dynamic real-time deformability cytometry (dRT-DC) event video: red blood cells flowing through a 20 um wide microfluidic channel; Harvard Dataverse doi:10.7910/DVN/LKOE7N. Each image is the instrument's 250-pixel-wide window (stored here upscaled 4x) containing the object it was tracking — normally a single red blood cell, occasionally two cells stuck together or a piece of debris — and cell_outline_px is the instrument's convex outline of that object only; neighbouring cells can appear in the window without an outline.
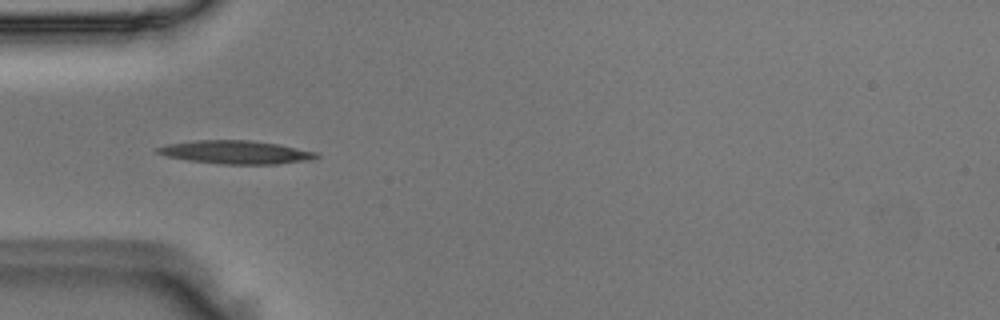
{"species": "Egyptian fruit bat (a non-hibernating species)", "species_latin": "Rousettus aegyptiacus", "temperature_condition": "room temperature", "stored_images_in_passage": 36, "camera_frame_rate_fps": 3000, "um_per_image_px": 0.085, "animal": {"sex": "male"}, "frame": {"image": 1, "passage_image": 2, "time_ms": 0.333, "image_size_px": [1000, 320], "cell_outline_px": [[320, 156], [312, 160], [276, 164], [220, 164], [188, 160], [164, 156], [156, 152], [156, 148], [164, 144], [196, 140], [252, 140], [280, 144], [316, 152]], "centroid_in_image_um": [20.03, 12.93], "position_along_channel_um": 65.0, "area_um2": 21.79}}
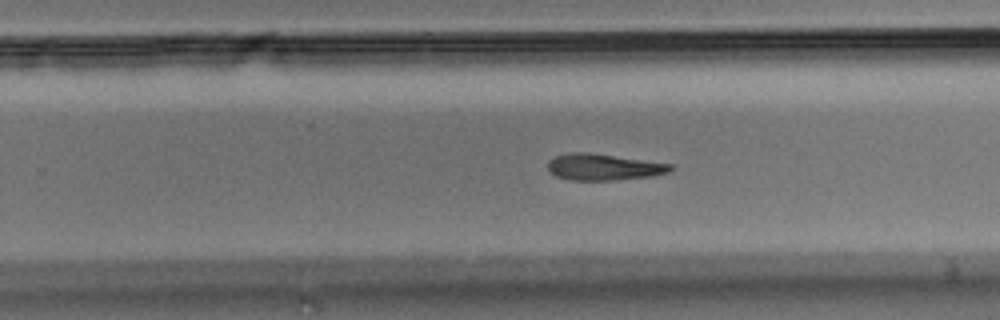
{"frame": {"image": 2, "passage_image": 18, "time_ms": 5.667, "image_size_px": [1000, 320], "cell_outline_px": [[676, 168], [668, 172], [652, 176], [612, 180], [572, 180], [556, 176], [548, 168], [548, 160], [556, 156], [572, 152], [588, 152], [672, 164]], "centroid_in_image_um": [51.32, 14.19], "position_along_channel_um": 278.5, "area_um2": 18.73}}
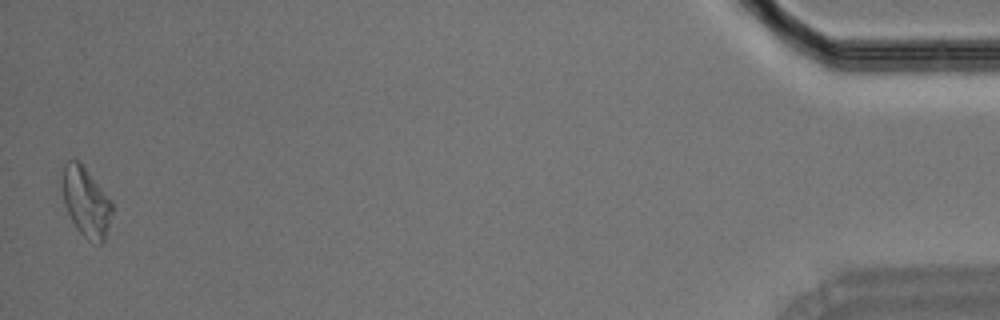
{"frame": {"image": 3, "passage_image": 36, "time_ms": 11.667, "image_size_px": [1000, 320], "cell_outline_px": [[112, 212], [104, 240], [100, 244], [88, 240], [76, 228], [64, 204], [64, 164], [68, 160], [76, 160], [84, 168], [112, 200]], "centroid_in_image_um": [7.34, 17.21], "position_along_channel_um": 427.9, "area_um2": 19.42}}